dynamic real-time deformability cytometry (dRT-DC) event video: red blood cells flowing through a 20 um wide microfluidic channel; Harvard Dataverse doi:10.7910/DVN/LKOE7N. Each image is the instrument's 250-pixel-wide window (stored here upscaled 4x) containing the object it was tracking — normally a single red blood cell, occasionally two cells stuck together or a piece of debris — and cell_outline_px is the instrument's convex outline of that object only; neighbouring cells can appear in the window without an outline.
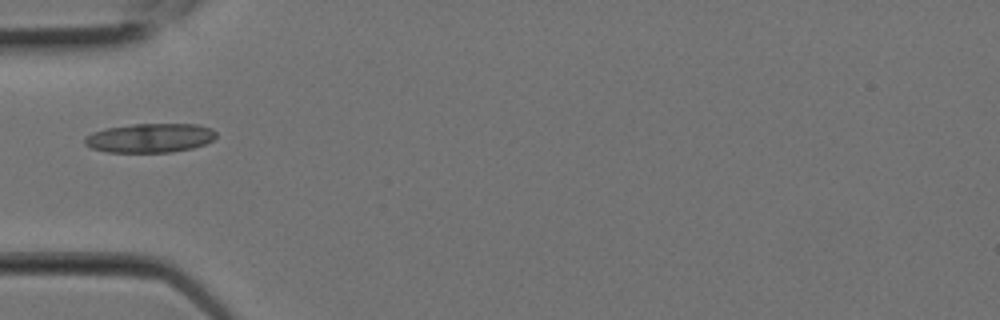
{"species": "Egyptian fruit bat (a non-hibernating species)", "species_latin": "Rousettus aegyptiacus", "temperature_condition": "room temperature", "stored_images_in_passage": 3, "camera_frame_rate_fps": 3000, "um_per_image_px": 0.085, "animal": {"sex": "female"}, "frame": {"image": 1, "passage_image": 1, "time_ms": 0.0, "image_size_px": [1000, 320], "cell_outline_px": [[216, 136], [212, 140], [204, 144], [192, 148], [172, 152], [108, 152], [92, 148], [84, 144], [84, 136], [92, 132], [104, 128], [132, 124], [196, 124], [212, 128], [216, 132]], "centroid_in_image_um": [12.72, 11.72], "position_along_channel_um": 72.3, "area_um2": 22.43}}
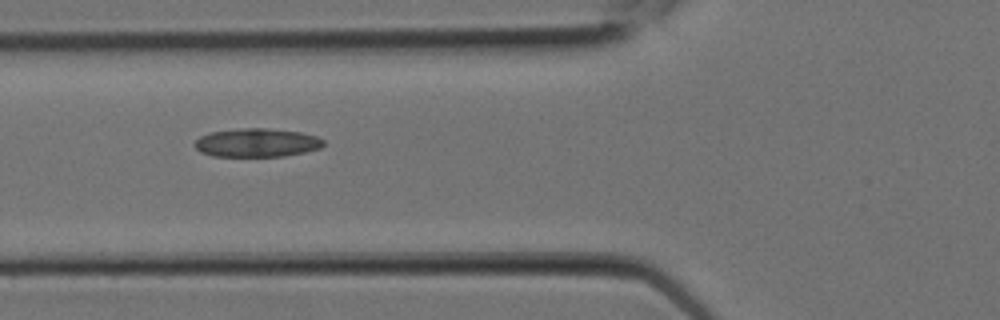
{"frame": {"image": 2, "passage_image": 2, "time_ms": 0.333, "image_size_px": [1000, 320], "cell_outline_px": [[324, 144], [320, 148], [304, 152], [284, 156], [212, 156], [200, 152], [196, 148], [196, 140], [200, 136], [212, 132], [240, 128], [264, 128], [300, 132], [316, 136], [324, 140]], "centroid_in_image_um": [21.84, 12.13], "position_along_channel_um": 104.0, "area_um2": 21.27}}
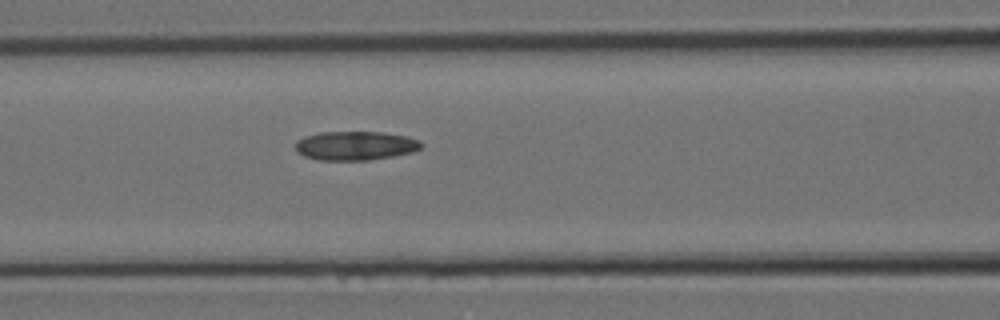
{"frame": {"image": 3, "passage_image": 3, "time_ms": 0.667, "image_size_px": [1000, 320], "cell_outline_px": [[424, 144], [420, 148], [412, 152], [392, 156], [368, 160], [320, 160], [304, 156], [296, 152], [296, 140], [304, 136], [320, 132], [380, 132], [404, 136], [420, 140]], "centroid_in_image_um": [30.18, 12.38], "position_along_channel_um": 136.4, "area_um2": 21.21}}